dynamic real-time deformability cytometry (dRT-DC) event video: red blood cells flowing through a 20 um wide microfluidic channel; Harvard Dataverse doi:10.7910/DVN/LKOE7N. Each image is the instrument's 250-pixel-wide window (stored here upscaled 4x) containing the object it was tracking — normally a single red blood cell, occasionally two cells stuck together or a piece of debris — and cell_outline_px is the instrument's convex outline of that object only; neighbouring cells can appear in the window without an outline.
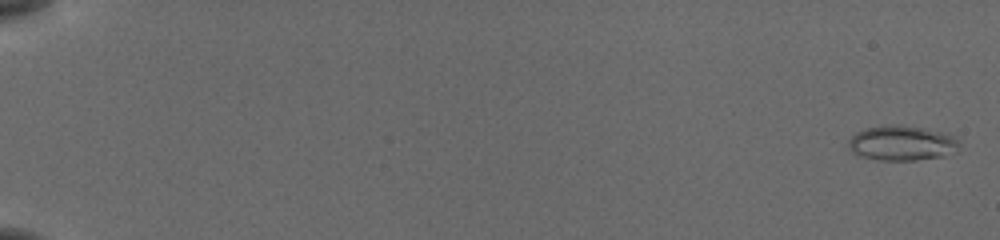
{"species": "common noctule bat (a hibernating species)", "species_latin": "Nyctalus noctula", "temperature_condition": "cold", "stored_images_in_passage": 58, "camera_frame_rate_fps": 3000, "um_per_image_px": 0.085, "animal": {"sex": "female", "body_mass_g": 19.5, "forearm_length_mm": 54.1}, "frame": {"image": 1, "passage_image": 2, "time_ms": 0.333, "image_size_px": [1000, 240], "cell_outline_px": [[960, 144], [956, 152], [944, 156], [916, 160], [876, 160], [860, 156], [852, 152], [848, 148], [848, 140], [856, 132], [864, 128], [892, 124], [896, 124], [924, 128], [944, 132], [952, 136]], "centroid_in_image_um": [76.63, 12.16], "position_along_channel_um": 8.4, "area_um2": 22.77}}
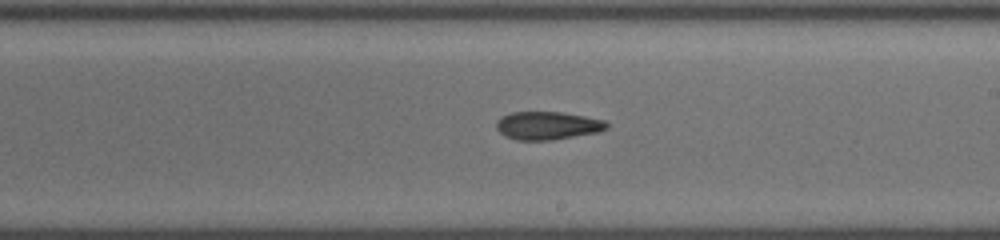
{"frame": {"image": 2, "passage_image": 36, "time_ms": 11.667, "image_size_px": [1000, 240], "cell_outline_px": [[608, 128], [600, 132], [552, 140], [516, 140], [504, 136], [496, 128], [496, 120], [500, 116], [512, 112], [560, 112], [584, 116], [604, 120], [608, 124]], "centroid_in_image_um": [46.52, 10.68], "position_along_channel_um": 242.5, "area_um2": 18.21}}
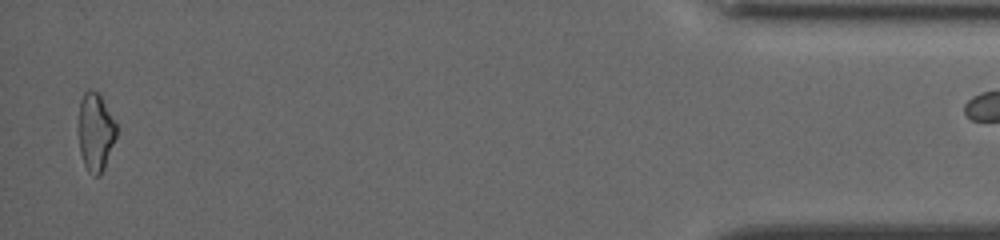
{"frame": {"image": 3, "passage_image": 56, "time_ms": 18.333, "image_size_px": [1000, 240], "cell_outline_px": [[116, 136], [104, 168], [100, 176], [96, 176], [88, 172], [84, 164], [80, 152], [80, 100], [84, 92], [88, 88], [92, 88], [100, 92], [116, 124]], "centroid_in_image_um": [8.13, 11.17], "position_along_channel_um": 427.1, "area_um2": 17.11}}